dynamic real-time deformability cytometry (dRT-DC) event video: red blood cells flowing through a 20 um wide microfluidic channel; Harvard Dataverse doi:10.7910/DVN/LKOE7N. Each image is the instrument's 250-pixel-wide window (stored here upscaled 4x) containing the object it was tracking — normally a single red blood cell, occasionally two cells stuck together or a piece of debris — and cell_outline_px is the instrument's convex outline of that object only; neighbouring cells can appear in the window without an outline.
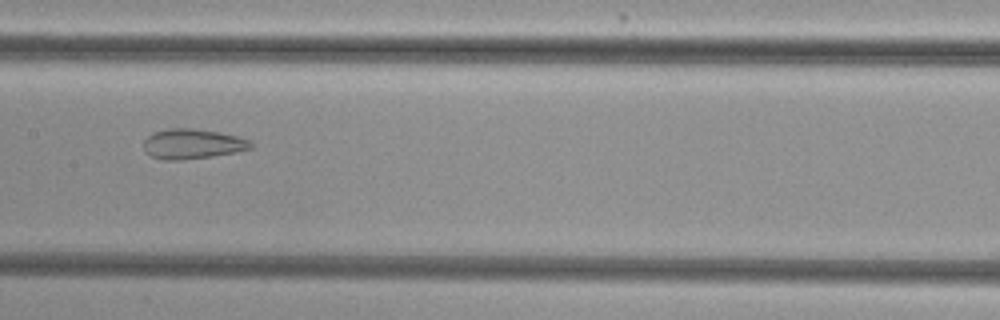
{"species": "common noctule bat (a hibernating species)", "species_latin": "Nyctalus noctula", "temperature_condition": "cold", "stored_images_in_passage": 37, "camera_frame_rate_fps": 3000, "um_per_image_px": 0.085, "animal": {"sex": "female", "body_mass_g": 29.2, "forearm_length_mm": 56.3}, "frame": {"image": 1, "passage_image": 11, "time_ms": 3.333, "image_size_px": [1000, 320], "cell_outline_px": [[252, 148], [236, 152], [212, 156], [180, 160], [164, 160], [148, 156], [144, 152], [144, 140], [152, 132], [168, 128], [192, 128], [220, 132], [252, 140]], "centroid_in_image_um": [16.33, 12.23], "position_along_channel_um": 191.1, "area_um2": 18.96}}
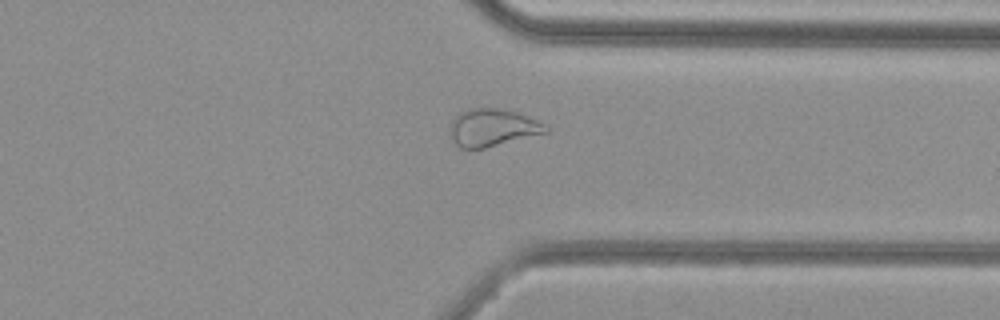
{"frame": {"image": 2, "passage_image": 25, "time_ms": 8.0, "image_size_px": [1000, 320], "cell_outline_px": [[548, 132], [484, 148], [460, 148], [448, 136], [452, 120], [460, 112], [468, 108], [504, 108], [516, 112], [536, 120], [544, 124], [548, 128]], "centroid_in_image_um": [41.82, 10.84], "position_along_channel_um": 369.6, "area_um2": 20.87}}
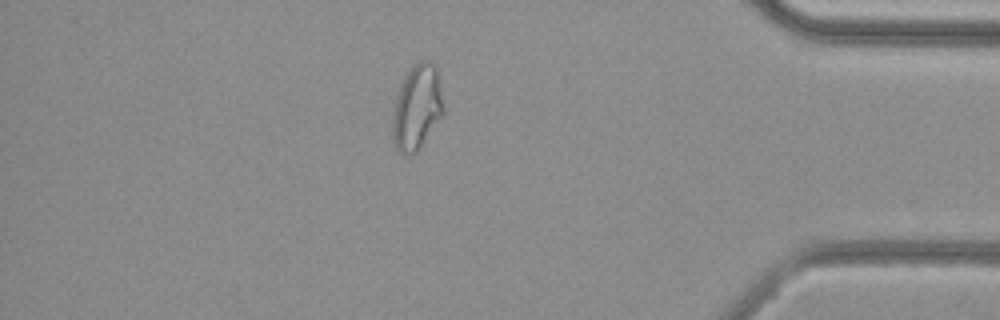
{"frame": {"image": 3, "passage_image": 30, "time_ms": 9.667, "image_size_px": [1000, 320], "cell_outline_px": [[444, 112], [420, 148], [416, 152], [408, 156], [400, 156], [392, 144], [392, 116], [396, 96], [400, 84], [404, 76], [420, 60], [432, 60], [436, 64]], "centroid_in_image_um": [35.4, 9.17], "position_along_channel_um": 399.8, "area_um2": 25.55}, "authors_computed_cell_mechanics": {"area_um2": 20.6346, "velocity_mm_per_s": 3.8334, "shape_relaxation_time_tau1_ms": null, "shape_relaxation_time_tau2_ms": 1.6465, "deformation_change_tau1": null, "deformation_change_tau2": 0.0911}}